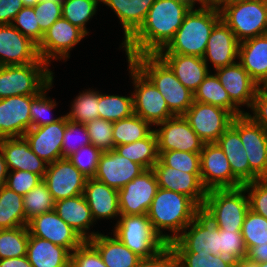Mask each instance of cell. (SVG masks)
<instances>
[{"mask_svg":"<svg viewBox=\"0 0 267 267\" xmlns=\"http://www.w3.org/2000/svg\"><path fill=\"white\" fill-rule=\"evenodd\" d=\"M156 0H101L115 12L124 30L125 43L144 23L147 13Z\"/></svg>","mask_w":267,"mask_h":267,"instance_id":"1f68e13d","label":"cell"},{"mask_svg":"<svg viewBox=\"0 0 267 267\" xmlns=\"http://www.w3.org/2000/svg\"><path fill=\"white\" fill-rule=\"evenodd\" d=\"M220 254L233 261L241 262L246 259L247 249L241 231H225L219 229Z\"/></svg>","mask_w":267,"mask_h":267,"instance_id":"f907efd6","label":"cell"},{"mask_svg":"<svg viewBox=\"0 0 267 267\" xmlns=\"http://www.w3.org/2000/svg\"><path fill=\"white\" fill-rule=\"evenodd\" d=\"M191 1L195 4V6H196V3L200 4V0H191Z\"/></svg>","mask_w":267,"mask_h":267,"instance_id":"753ad0ef","label":"cell"},{"mask_svg":"<svg viewBox=\"0 0 267 267\" xmlns=\"http://www.w3.org/2000/svg\"><path fill=\"white\" fill-rule=\"evenodd\" d=\"M238 60L260 87H267V34L241 41Z\"/></svg>","mask_w":267,"mask_h":267,"instance_id":"f546056e","label":"cell"},{"mask_svg":"<svg viewBox=\"0 0 267 267\" xmlns=\"http://www.w3.org/2000/svg\"><path fill=\"white\" fill-rule=\"evenodd\" d=\"M158 188L154 170H144L139 176L118 190L120 214H147Z\"/></svg>","mask_w":267,"mask_h":267,"instance_id":"9a60e30c","label":"cell"},{"mask_svg":"<svg viewBox=\"0 0 267 267\" xmlns=\"http://www.w3.org/2000/svg\"><path fill=\"white\" fill-rule=\"evenodd\" d=\"M229 0H200L201 6L220 8L223 4Z\"/></svg>","mask_w":267,"mask_h":267,"instance_id":"003e7915","label":"cell"},{"mask_svg":"<svg viewBox=\"0 0 267 267\" xmlns=\"http://www.w3.org/2000/svg\"><path fill=\"white\" fill-rule=\"evenodd\" d=\"M128 68L134 86L133 105L134 114L141 117L151 126L175 116L168 108L166 100L153 83L130 61Z\"/></svg>","mask_w":267,"mask_h":267,"instance_id":"9c48e42d","label":"cell"},{"mask_svg":"<svg viewBox=\"0 0 267 267\" xmlns=\"http://www.w3.org/2000/svg\"><path fill=\"white\" fill-rule=\"evenodd\" d=\"M135 267H176L174 251L168 245L152 258H141Z\"/></svg>","mask_w":267,"mask_h":267,"instance_id":"680465c9","label":"cell"},{"mask_svg":"<svg viewBox=\"0 0 267 267\" xmlns=\"http://www.w3.org/2000/svg\"><path fill=\"white\" fill-rule=\"evenodd\" d=\"M87 34L68 20L61 17L44 32L37 45L40 58L50 65L51 60L70 58V51L75 48Z\"/></svg>","mask_w":267,"mask_h":267,"instance_id":"8fae6325","label":"cell"},{"mask_svg":"<svg viewBox=\"0 0 267 267\" xmlns=\"http://www.w3.org/2000/svg\"><path fill=\"white\" fill-rule=\"evenodd\" d=\"M103 151L93 144L79 148L68 157L69 161L87 178H94Z\"/></svg>","mask_w":267,"mask_h":267,"instance_id":"7dc6e473","label":"cell"},{"mask_svg":"<svg viewBox=\"0 0 267 267\" xmlns=\"http://www.w3.org/2000/svg\"><path fill=\"white\" fill-rule=\"evenodd\" d=\"M88 144L91 142L86 125L73 122L66 116V127L62 140V158H68L79 148Z\"/></svg>","mask_w":267,"mask_h":267,"instance_id":"bcb514c9","label":"cell"},{"mask_svg":"<svg viewBox=\"0 0 267 267\" xmlns=\"http://www.w3.org/2000/svg\"><path fill=\"white\" fill-rule=\"evenodd\" d=\"M36 95L0 99V139L22 137L31 129L30 105Z\"/></svg>","mask_w":267,"mask_h":267,"instance_id":"44dd1931","label":"cell"},{"mask_svg":"<svg viewBox=\"0 0 267 267\" xmlns=\"http://www.w3.org/2000/svg\"><path fill=\"white\" fill-rule=\"evenodd\" d=\"M84 197L89 205L93 219H115L120 217L118 190L107 184L88 178L84 188Z\"/></svg>","mask_w":267,"mask_h":267,"instance_id":"83f0119b","label":"cell"},{"mask_svg":"<svg viewBox=\"0 0 267 267\" xmlns=\"http://www.w3.org/2000/svg\"><path fill=\"white\" fill-rule=\"evenodd\" d=\"M27 226L32 236L63 246L71 253L84 242L82 237L54 210L34 217Z\"/></svg>","mask_w":267,"mask_h":267,"instance_id":"d6986e66","label":"cell"},{"mask_svg":"<svg viewBox=\"0 0 267 267\" xmlns=\"http://www.w3.org/2000/svg\"><path fill=\"white\" fill-rule=\"evenodd\" d=\"M158 89L169 110L183 115L194 102V93L187 89L170 67L157 54H144L129 59Z\"/></svg>","mask_w":267,"mask_h":267,"instance_id":"277c9868","label":"cell"},{"mask_svg":"<svg viewBox=\"0 0 267 267\" xmlns=\"http://www.w3.org/2000/svg\"><path fill=\"white\" fill-rule=\"evenodd\" d=\"M248 194L249 209L267 219V178L243 185Z\"/></svg>","mask_w":267,"mask_h":267,"instance_id":"f5cc1de1","label":"cell"},{"mask_svg":"<svg viewBox=\"0 0 267 267\" xmlns=\"http://www.w3.org/2000/svg\"><path fill=\"white\" fill-rule=\"evenodd\" d=\"M145 169L115 150L103 152L98 163L95 179L109 187L120 190L127 183L139 176Z\"/></svg>","mask_w":267,"mask_h":267,"instance_id":"cb8c5ba5","label":"cell"},{"mask_svg":"<svg viewBox=\"0 0 267 267\" xmlns=\"http://www.w3.org/2000/svg\"><path fill=\"white\" fill-rule=\"evenodd\" d=\"M114 150L132 162L140 164L145 170L152 169L159 160L157 136L154 130L144 139L115 146Z\"/></svg>","mask_w":267,"mask_h":267,"instance_id":"d590c367","label":"cell"},{"mask_svg":"<svg viewBox=\"0 0 267 267\" xmlns=\"http://www.w3.org/2000/svg\"><path fill=\"white\" fill-rule=\"evenodd\" d=\"M99 118L116 122L134 114L133 95L119 96L99 92Z\"/></svg>","mask_w":267,"mask_h":267,"instance_id":"f35d334b","label":"cell"},{"mask_svg":"<svg viewBox=\"0 0 267 267\" xmlns=\"http://www.w3.org/2000/svg\"><path fill=\"white\" fill-rule=\"evenodd\" d=\"M154 131L157 136L158 151H186L200 153L205 142L191 128L183 115H176L162 123Z\"/></svg>","mask_w":267,"mask_h":267,"instance_id":"2e32d148","label":"cell"},{"mask_svg":"<svg viewBox=\"0 0 267 267\" xmlns=\"http://www.w3.org/2000/svg\"><path fill=\"white\" fill-rule=\"evenodd\" d=\"M246 195L243 186L208 190L201 212L221 230L242 231L244 218L249 210V199Z\"/></svg>","mask_w":267,"mask_h":267,"instance_id":"5b68a950","label":"cell"},{"mask_svg":"<svg viewBox=\"0 0 267 267\" xmlns=\"http://www.w3.org/2000/svg\"><path fill=\"white\" fill-rule=\"evenodd\" d=\"M66 127V115L49 125L31 128L24 137L31 150L45 162L53 163L62 158V140Z\"/></svg>","mask_w":267,"mask_h":267,"instance_id":"7402d4cb","label":"cell"},{"mask_svg":"<svg viewBox=\"0 0 267 267\" xmlns=\"http://www.w3.org/2000/svg\"><path fill=\"white\" fill-rule=\"evenodd\" d=\"M26 226L23 196L6 186L0 188V230Z\"/></svg>","mask_w":267,"mask_h":267,"instance_id":"8d00e7d4","label":"cell"},{"mask_svg":"<svg viewBox=\"0 0 267 267\" xmlns=\"http://www.w3.org/2000/svg\"><path fill=\"white\" fill-rule=\"evenodd\" d=\"M40 0H22L24 6L34 7Z\"/></svg>","mask_w":267,"mask_h":267,"instance_id":"89a4df30","label":"cell"},{"mask_svg":"<svg viewBox=\"0 0 267 267\" xmlns=\"http://www.w3.org/2000/svg\"><path fill=\"white\" fill-rule=\"evenodd\" d=\"M194 101L215 105L229 111L234 117L246 114L231 100L216 74L209 73L194 92Z\"/></svg>","mask_w":267,"mask_h":267,"instance_id":"e575fe53","label":"cell"},{"mask_svg":"<svg viewBox=\"0 0 267 267\" xmlns=\"http://www.w3.org/2000/svg\"><path fill=\"white\" fill-rule=\"evenodd\" d=\"M242 236L247 251L258 245H267V219L248 210L242 226Z\"/></svg>","mask_w":267,"mask_h":267,"instance_id":"f6af8a7d","label":"cell"},{"mask_svg":"<svg viewBox=\"0 0 267 267\" xmlns=\"http://www.w3.org/2000/svg\"><path fill=\"white\" fill-rule=\"evenodd\" d=\"M70 112L67 118L76 123L86 124L91 120L99 118V91L90 88L80 92L71 103Z\"/></svg>","mask_w":267,"mask_h":267,"instance_id":"b9f144b4","label":"cell"},{"mask_svg":"<svg viewBox=\"0 0 267 267\" xmlns=\"http://www.w3.org/2000/svg\"><path fill=\"white\" fill-rule=\"evenodd\" d=\"M89 242L98 250L107 267H135L141 259L114 235L98 233Z\"/></svg>","mask_w":267,"mask_h":267,"instance_id":"836d02e7","label":"cell"},{"mask_svg":"<svg viewBox=\"0 0 267 267\" xmlns=\"http://www.w3.org/2000/svg\"><path fill=\"white\" fill-rule=\"evenodd\" d=\"M29 237L28 226L0 230V259L26 256Z\"/></svg>","mask_w":267,"mask_h":267,"instance_id":"ab89813d","label":"cell"},{"mask_svg":"<svg viewBox=\"0 0 267 267\" xmlns=\"http://www.w3.org/2000/svg\"><path fill=\"white\" fill-rule=\"evenodd\" d=\"M46 63L38 53L37 44L12 24L0 25V66Z\"/></svg>","mask_w":267,"mask_h":267,"instance_id":"ac0fdd59","label":"cell"},{"mask_svg":"<svg viewBox=\"0 0 267 267\" xmlns=\"http://www.w3.org/2000/svg\"><path fill=\"white\" fill-rule=\"evenodd\" d=\"M159 159L166 165L187 173H200V153L186 151H158Z\"/></svg>","mask_w":267,"mask_h":267,"instance_id":"c3c4849f","label":"cell"},{"mask_svg":"<svg viewBox=\"0 0 267 267\" xmlns=\"http://www.w3.org/2000/svg\"><path fill=\"white\" fill-rule=\"evenodd\" d=\"M12 25L37 45L40 43L44 33L40 30L34 7L24 6L15 16Z\"/></svg>","mask_w":267,"mask_h":267,"instance_id":"816d5d0a","label":"cell"},{"mask_svg":"<svg viewBox=\"0 0 267 267\" xmlns=\"http://www.w3.org/2000/svg\"><path fill=\"white\" fill-rule=\"evenodd\" d=\"M152 126L136 114L113 122V139L115 146L139 141L147 137Z\"/></svg>","mask_w":267,"mask_h":267,"instance_id":"74e56055","label":"cell"},{"mask_svg":"<svg viewBox=\"0 0 267 267\" xmlns=\"http://www.w3.org/2000/svg\"><path fill=\"white\" fill-rule=\"evenodd\" d=\"M87 179L68 158H61L47 165L43 181L58 201L84 194Z\"/></svg>","mask_w":267,"mask_h":267,"instance_id":"e0dca14e","label":"cell"},{"mask_svg":"<svg viewBox=\"0 0 267 267\" xmlns=\"http://www.w3.org/2000/svg\"><path fill=\"white\" fill-rule=\"evenodd\" d=\"M8 172L9 170L7 168V164H6L3 150L1 147V139H0V188L6 185Z\"/></svg>","mask_w":267,"mask_h":267,"instance_id":"03108f58","label":"cell"},{"mask_svg":"<svg viewBox=\"0 0 267 267\" xmlns=\"http://www.w3.org/2000/svg\"><path fill=\"white\" fill-rule=\"evenodd\" d=\"M0 267H33L27 256L0 259Z\"/></svg>","mask_w":267,"mask_h":267,"instance_id":"e7e4bbea","label":"cell"},{"mask_svg":"<svg viewBox=\"0 0 267 267\" xmlns=\"http://www.w3.org/2000/svg\"><path fill=\"white\" fill-rule=\"evenodd\" d=\"M86 128L90 142L103 152L115 149L113 139V122L97 118L87 122Z\"/></svg>","mask_w":267,"mask_h":267,"instance_id":"681fc988","label":"cell"},{"mask_svg":"<svg viewBox=\"0 0 267 267\" xmlns=\"http://www.w3.org/2000/svg\"><path fill=\"white\" fill-rule=\"evenodd\" d=\"M70 267H107L98 250L89 242L84 241L70 257Z\"/></svg>","mask_w":267,"mask_h":267,"instance_id":"db71d44e","label":"cell"},{"mask_svg":"<svg viewBox=\"0 0 267 267\" xmlns=\"http://www.w3.org/2000/svg\"><path fill=\"white\" fill-rule=\"evenodd\" d=\"M40 1H53L57 3H63L64 0H40Z\"/></svg>","mask_w":267,"mask_h":267,"instance_id":"8c879c8a","label":"cell"},{"mask_svg":"<svg viewBox=\"0 0 267 267\" xmlns=\"http://www.w3.org/2000/svg\"><path fill=\"white\" fill-rule=\"evenodd\" d=\"M219 11L239 42L267 32V0L228 1Z\"/></svg>","mask_w":267,"mask_h":267,"instance_id":"8992f818","label":"cell"},{"mask_svg":"<svg viewBox=\"0 0 267 267\" xmlns=\"http://www.w3.org/2000/svg\"><path fill=\"white\" fill-rule=\"evenodd\" d=\"M217 144L226 155L233 175L244 185L260 179L251 169L239 133L230 126L218 139Z\"/></svg>","mask_w":267,"mask_h":267,"instance_id":"4dcf8cb0","label":"cell"},{"mask_svg":"<svg viewBox=\"0 0 267 267\" xmlns=\"http://www.w3.org/2000/svg\"><path fill=\"white\" fill-rule=\"evenodd\" d=\"M23 7L22 0H0V25L12 24L15 16Z\"/></svg>","mask_w":267,"mask_h":267,"instance_id":"94428289","label":"cell"},{"mask_svg":"<svg viewBox=\"0 0 267 267\" xmlns=\"http://www.w3.org/2000/svg\"><path fill=\"white\" fill-rule=\"evenodd\" d=\"M251 111L253 115L249 112L246 114L267 131V87H260L256 91Z\"/></svg>","mask_w":267,"mask_h":267,"instance_id":"6f0895ef","label":"cell"},{"mask_svg":"<svg viewBox=\"0 0 267 267\" xmlns=\"http://www.w3.org/2000/svg\"><path fill=\"white\" fill-rule=\"evenodd\" d=\"M239 45L232 30L220 20L211 32L202 58L207 66L210 61L214 70L232 65L238 60Z\"/></svg>","mask_w":267,"mask_h":267,"instance_id":"d4e9b609","label":"cell"},{"mask_svg":"<svg viewBox=\"0 0 267 267\" xmlns=\"http://www.w3.org/2000/svg\"><path fill=\"white\" fill-rule=\"evenodd\" d=\"M34 10L40 30L43 33L62 17V3L39 1L34 6Z\"/></svg>","mask_w":267,"mask_h":267,"instance_id":"9f6ffc18","label":"cell"},{"mask_svg":"<svg viewBox=\"0 0 267 267\" xmlns=\"http://www.w3.org/2000/svg\"><path fill=\"white\" fill-rule=\"evenodd\" d=\"M235 267H257V265L249 263L246 260H243L241 262H237Z\"/></svg>","mask_w":267,"mask_h":267,"instance_id":"a7ac6f4b","label":"cell"},{"mask_svg":"<svg viewBox=\"0 0 267 267\" xmlns=\"http://www.w3.org/2000/svg\"><path fill=\"white\" fill-rule=\"evenodd\" d=\"M200 173L207 191L243 186L233 175L230 163L217 142L204 144L200 152Z\"/></svg>","mask_w":267,"mask_h":267,"instance_id":"4fadbf2b","label":"cell"},{"mask_svg":"<svg viewBox=\"0 0 267 267\" xmlns=\"http://www.w3.org/2000/svg\"><path fill=\"white\" fill-rule=\"evenodd\" d=\"M176 267H209V260L205 255L194 252H174Z\"/></svg>","mask_w":267,"mask_h":267,"instance_id":"91938a15","label":"cell"},{"mask_svg":"<svg viewBox=\"0 0 267 267\" xmlns=\"http://www.w3.org/2000/svg\"><path fill=\"white\" fill-rule=\"evenodd\" d=\"M194 5L191 0H156L144 23L120 45L125 50L126 59L137 55L157 54L164 49Z\"/></svg>","mask_w":267,"mask_h":267,"instance_id":"6da1fadb","label":"cell"},{"mask_svg":"<svg viewBox=\"0 0 267 267\" xmlns=\"http://www.w3.org/2000/svg\"><path fill=\"white\" fill-rule=\"evenodd\" d=\"M200 212L201 208L187 195L158 188L147 216L154 230L170 244Z\"/></svg>","mask_w":267,"mask_h":267,"instance_id":"7a4b0ae2","label":"cell"},{"mask_svg":"<svg viewBox=\"0 0 267 267\" xmlns=\"http://www.w3.org/2000/svg\"><path fill=\"white\" fill-rule=\"evenodd\" d=\"M252 264L267 262V245L253 246L247 251L245 259Z\"/></svg>","mask_w":267,"mask_h":267,"instance_id":"6125c7cd","label":"cell"},{"mask_svg":"<svg viewBox=\"0 0 267 267\" xmlns=\"http://www.w3.org/2000/svg\"><path fill=\"white\" fill-rule=\"evenodd\" d=\"M157 55L170 67L176 78L193 93L210 73L202 57L175 53Z\"/></svg>","mask_w":267,"mask_h":267,"instance_id":"4316f807","label":"cell"},{"mask_svg":"<svg viewBox=\"0 0 267 267\" xmlns=\"http://www.w3.org/2000/svg\"><path fill=\"white\" fill-rule=\"evenodd\" d=\"M26 256L33 267H70L71 252L67 248L31 234Z\"/></svg>","mask_w":267,"mask_h":267,"instance_id":"d6a6232c","label":"cell"},{"mask_svg":"<svg viewBox=\"0 0 267 267\" xmlns=\"http://www.w3.org/2000/svg\"><path fill=\"white\" fill-rule=\"evenodd\" d=\"M47 63L0 66V99L18 95H37L53 79Z\"/></svg>","mask_w":267,"mask_h":267,"instance_id":"ba28073f","label":"cell"},{"mask_svg":"<svg viewBox=\"0 0 267 267\" xmlns=\"http://www.w3.org/2000/svg\"><path fill=\"white\" fill-rule=\"evenodd\" d=\"M169 246L174 252L220 255L219 228L200 212Z\"/></svg>","mask_w":267,"mask_h":267,"instance_id":"30bf717a","label":"cell"},{"mask_svg":"<svg viewBox=\"0 0 267 267\" xmlns=\"http://www.w3.org/2000/svg\"><path fill=\"white\" fill-rule=\"evenodd\" d=\"M191 128L205 143L217 142L231 126L234 116L224 108L194 101L183 114Z\"/></svg>","mask_w":267,"mask_h":267,"instance_id":"7c38bea8","label":"cell"},{"mask_svg":"<svg viewBox=\"0 0 267 267\" xmlns=\"http://www.w3.org/2000/svg\"><path fill=\"white\" fill-rule=\"evenodd\" d=\"M113 235L141 258H152L169 244L154 230L147 214L121 215Z\"/></svg>","mask_w":267,"mask_h":267,"instance_id":"52a82bcc","label":"cell"},{"mask_svg":"<svg viewBox=\"0 0 267 267\" xmlns=\"http://www.w3.org/2000/svg\"><path fill=\"white\" fill-rule=\"evenodd\" d=\"M99 3L101 0H64L62 17L88 35L87 23L96 14Z\"/></svg>","mask_w":267,"mask_h":267,"instance_id":"60d3db41","label":"cell"},{"mask_svg":"<svg viewBox=\"0 0 267 267\" xmlns=\"http://www.w3.org/2000/svg\"><path fill=\"white\" fill-rule=\"evenodd\" d=\"M218 80L228 92L230 100L240 109L252 107L256 91L260 86L237 61L236 63L215 70Z\"/></svg>","mask_w":267,"mask_h":267,"instance_id":"603a6c76","label":"cell"},{"mask_svg":"<svg viewBox=\"0 0 267 267\" xmlns=\"http://www.w3.org/2000/svg\"><path fill=\"white\" fill-rule=\"evenodd\" d=\"M52 84L53 80L31 100V105L29 108L31 128L49 125L61 119L60 116L53 118L50 117L51 115H48V113H50L57 106L56 100L46 97L47 90L49 91L51 87H53Z\"/></svg>","mask_w":267,"mask_h":267,"instance_id":"ee69618b","label":"cell"},{"mask_svg":"<svg viewBox=\"0 0 267 267\" xmlns=\"http://www.w3.org/2000/svg\"><path fill=\"white\" fill-rule=\"evenodd\" d=\"M42 181L43 178L35 173L16 170L8 172L5 186L17 194L24 196Z\"/></svg>","mask_w":267,"mask_h":267,"instance_id":"11a10c76","label":"cell"},{"mask_svg":"<svg viewBox=\"0 0 267 267\" xmlns=\"http://www.w3.org/2000/svg\"><path fill=\"white\" fill-rule=\"evenodd\" d=\"M158 187L179 192L190 197L200 208L203 207L207 189L201 181V173H187L166 166L160 159L152 168Z\"/></svg>","mask_w":267,"mask_h":267,"instance_id":"ffe728a7","label":"cell"},{"mask_svg":"<svg viewBox=\"0 0 267 267\" xmlns=\"http://www.w3.org/2000/svg\"><path fill=\"white\" fill-rule=\"evenodd\" d=\"M209 260V267H235L236 262L232 259L220 255H213L210 253L207 256Z\"/></svg>","mask_w":267,"mask_h":267,"instance_id":"be15d7a7","label":"cell"},{"mask_svg":"<svg viewBox=\"0 0 267 267\" xmlns=\"http://www.w3.org/2000/svg\"><path fill=\"white\" fill-rule=\"evenodd\" d=\"M231 126L239 133L250 169L260 178H267V131L247 114L234 117Z\"/></svg>","mask_w":267,"mask_h":267,"instance_id":"5bb4252c","label":"cell"},{"mask_svg":"<svg viewBox=\"0 0 267 267\" xmlns=\"http://www.w3.org/2000/svg\"><path fill=\"white\" fill-rule=\"evenodd\" d=\"M26 226L34 217L54 210L55 201L44 181L23 196Z\"/></svg>","mask_w":267,"mask_h":267,"instance_id":"7bdbcfd3","label":"cell"},{"mask_svg":"<svg viewBox=\"0 0 267 267\" xmlns=\"http://www.w3.org/2000/svg\"><path fill=\"white\" fill-rule=\"evenodd\" d=\"M195 5L186 14L168 45L158 53L203 57L214 26L221 20L219 8Z\"/></svg>","mask_w":267,"mask_h":267,"instance_id":"3957f363","label":"cell"},{"mask_svg":"<svg viewBox=\"0 0 267 267\" xmlns=\"http://www.w3.org/2000/svg\"><path fill=\"white\" fill-rule=\"evenodd\" d=\"M257 267H267V262L256 264Z\"/></svg>","mask_w":267,"mask_h":267,"instance_id":"2644e50d","label":"cell"},{"mask_svg":"<svg viewBox=\"0 0 267 267\" xmlns=\"http://www.w3.org/2000/svg\"><path fill=\"white\" fill-rule=\"evenodd\" d=\"M1 147L9 171L23 170L44 178L48 163L31 150L24 136L1 138Z\"/></svg>","mask_w":267,"mask_h":267,"instance_id":"484cf974","label":"cell"},{"mask_svg":"<svg viewBox=\"0 0 267 267\" xmlns=\"http://www.w3.org/2000/svg\"><path fill=\"white\" fill-rule=\"evenodd\" d=\"M54 211L71 226L84 241H89L99 233L98 231L89 232L95 220L93 219L84 194L55 201Z\"/></svg>","mask_w":267,"mask_h":267,"instance_id":"f1b7e54d","label":"cell"}]
</instances>
